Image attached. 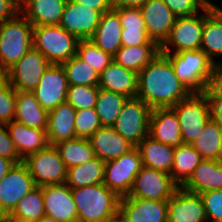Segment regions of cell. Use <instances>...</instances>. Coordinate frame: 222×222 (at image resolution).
I'll list each match as a JSON object with an SVG mask.
<instances>
[{
  "label": "cell",
  "instance_id": "obj_1",
  "mask_svg": "<svg viewBox=\"0 0 222 222\" xmlns=\"http://www.w3.org/2000/svg\"><path fill=\"white\" fill-rule=\"evenodd\" d=\"M191 94L175 75L170 60L162 53L138 73L137 98L152 109L172 108Z\"/></svg>",
  "mask_w": 222,
  "mask_h": 222
},
{
  "label": "cell",
  "instance_id": "obj_2",
  "mask_svg": "<svg viewBox=\"0 0 222 222\" xmlns=\"http://www.w3.org/2000/svg\"><path fill=\"white\" fill-rule=\"evenodd\" d=\"M78 222H112L118 218L120 197L105 184L71 188Z\"/></svg>",
  "mask_w": 222,
  "mask_h": 222
},
{
  "label": "cell",
  "instance_id": "obj_3",
  "mask_svg": "<svg viewBox=\"0 0 222 222\" xmlns=\"http://www.w3.org/2000/svg\"><path fill=\"white\" fill-rule=\"evenodd\" d=\"M33 47V25L21 14L0 22V72L5 73Z\"/></svg>",
  "mask_w": 222,
  "mask_h": 222
},
{
  "label": "cell",
  "instance_id": "obj_4",
  "mask_svg": "<svg viewBox=\"0 0 222 222\" xmlns=\"http://www.w3.org/2000/svg\"><path fill=\"white\" fill-rule=\"evenodd\" d=\"M171 62L175 75L192 93H202L214 63L201 50L162 53Z\"/></svg>",
  "mask_w": 222,
  "mask_h": 222
},
{
  "label": "cell",
  "instance_id": "obj_5",
  "mask_svg": "<svg viewBox=\"0 0 222 222\" xmlns=\"http://www.w3.org/2000/svg\"><path fill=\"white\" fill-rule=\"evenodd\" d=\"M79 39L59 25L33 26V47L51 64H62L77 54Z\"/></svg>",
  "mask_w": 222,
  "mask_h": 222
},
{
  "label": "cell",
  "instance_id": "obj_6",
  "mask_svg": "<svg viewBox=\"0 0 222 222\" xmlns=\"http://www.w3.org/2000/svg\"><path fill=\"white\" fill-rule=\"evenodd\" d=\"M151 112L152 108L142 99L128 98L112 127L137 147L149 135Z\"/></svg>",
  "mask_w": 222,
  "mask_h": 222
},
{
  "label": "cell",
  "instance_id": "obj_7",
  "mask_svg": "<svg viewBox=\"0 0 222 222\" xmlns=\"http://www.w3.org/2000/svg\"><path fill=\"white\" fill-rule=\"evenodd\" d=\"M142 167L140 150L138 147H134L119 158L105 162L103 184L120 198L127 196Z\"/></svg>",
  "mask_w": 222,
  "mask_h": 222
},
{
  "label": "cell",
  "instance_id": "obj_8",
  "mask_svg": "<svg viewBox=\"0 0 222 222\" xmlns=\"http://www.w3.org/2000/svg\"><path fill=\"white\" fill-rule=\"evenodd\" d=\"M203 27L204 8L196 14L177 17L169 37L160 46V53H179L201 49Z\"/></svg>",
  "mask_w": 222,
  "mask_h": 222
},
{
  "label": "cell",
  "instance_id": "obj_9",
  "mask_svg": "<svg viewBox=\"0 0 222 222\" xmlns=\"http://www.w3.org/2000/svg\"><path fill=\"white\" fill-rule=\"evenodd\" d=\"M23 163L27 166L36 186L66 183L67 168L54 145L28 155Z\"/></svg>",
  "mask_w": 222,
  "mask_h": 222
},
{
  "label": "cell",
  "instance_id": "obj_10",
  "mask_svg": "<svg viewBox=\"0 0 222 222\" xmlns=\"http://www.w3.org/2000/svg\"><path fill=\"white\" fill-rule=\"evenodd\" d=\"M172 109L177 114L185 144H190L197 138L210 120L208 103L202 93H192L188 98L174 105Z\"/></svg>",
  "mask_w": 222,
  "mask_h": 222
},
{
  "label": "cell",
  "instance_id": "obj_11",
  "mask_svg": "<svg viewBox=\"0 0 222 222\" xmlns=\"http://www.w3.org/2000/svg\"><path fill=\"white\" fill-rule=\"evenodd\" d=\"M178 188L170 174L143 166L136 175L130 192L124 197L168 201Z\"/></svg>",
  "mask_w": 222,
  "mask_h": 222
},
{
  "label": "cell",
  "instance_id": "obj_12",
  "mask_svg": "<svg viewBox=\"0 0 222 222\" xmlns=\"http://www.w3.org/2000/svg\"><path fill=\"white\" fill-rule=\"evenodd\" d=\"M50 65L48 59L32 47L4 75L15 91L32 92L39 84L43 72Z\"/></svg>",
  "mask_w": 222,
  "mask_h": 222
},
{
  "label": "cell",
  "instance_id": "obj_13",
  "mask_svg": "<svg viewBox=\"0 0 222 222\" xmlns=\"http://www.w3.org/2000/svg\"><path fill=\"white\" fill-rule=\"evenodd\" d=\"M35 187L27 166L23 162L15 164L0 181V217L9 215Z\"/></svg>",
  "mask_w": 222,
  "mask_h": 222
},
{
  "label": "cell",
  "instance_id": "obj_14",
  "mask_svg": "<svg viewBox=\"0 0 222 222\" xmlns=\"http://www.w3.org/2000/svg\"><path fill=\"white\" fill-rule=\"evenodd\" d=\"M68 81L64 68L60 64H51L44 72L37 87L32 91L48 112L66 102Z\"/></svg>",
  "mask_w": 222,
  "mask_h": 222
},
{
  "label": "cell",
  "instance_id": "obj_15",
  "mask_svg": "<svg viewBox=\"0 0 222 222\" xmlns=\"http://www.w3.org/2000/svg\"><path fill=\"white\" fill-rule=\"evenodd\" d=\"M101 16L98 10L67 1L59 26L79 40H87L94 35Z\"/></svg>",
  "mask_w": 222,
  "mask_h": 222
},
{
  "label": "cell",
  "instance_id": "obj_16",
  "mask_svg": "<svg viewBox=\"0 0 222 222\" xmlns=\"http://www.w3.org/2000/svg\"><path fill=\"white\" fill-rule=\"evenodd\" d=\"M167 201L121 197L118 219L120 222H167Z\"/></svg>",
  "mask_w": 222,
  "mask_h": 222
},
{
  "label": "cell",
  "instance_id": "obj_17",
  "mask_svg": "<svg viewBox=\"0 0 222 222\" xmlns=\"http://www.w3.org/2000/svg\"><path fill=\"white\" fill-rule=\"evenodd\" d=\"M140 12L145 21L149 38L161 46L169 37L177 16L163 0H147L140 7Z\"/></svg>",
  "mask_w": 222,
  "mask_h": 222
},
{
  "label": "cell",
  "instance_id": "obj_18",
  "mask_svg": "<svg viewBox=\"0 0 222 222\" xmlns=\"http://www.w3.org/2000/svg\"><path fill=\"white\" fill-rule=\"evenodd\" d=\"M43 200L46 216L59 222H78L76 204L66 183L43 186Z\"/></svg>",
  "mask_w": 222,
  "mask_h": 222
},
{
  "label": "cell",
  "instance_id": "obj_19",
  "mask_svg": "<svg viewBox=\"0 0 222 222\" xmlns=\"http://www.w3.org/2000/svg\"><path fill=\"white\" fill-rule=\"evenodd\" d=\"M167 222H208L199 194L179 187L167 201Z\"/></svg>",
  "mask_w": 222,
  "mask_h": 222
},
{
  "label": "cell",
  "instance_id": "obj_20",
  "mask_svg": "<svg viewBox=\"0 0 222 222\" xmlns=\"http://www.w3.org/2000/svg\"><path fill=\"white\" fill-rule=\"evenodd\" d=\"M149 136L172 148H178L185 144L181 136L177 114L172 108L152 109Z\"/></svg>",
  "mask_w": 222,
  "mask_h": 222
},
{
  "label": "cell",
  "instance_id": "obj_21",
  "mask_svg": "<svg viewBox=\"0 0 222 222\" xmlns=\"http://www.w3.org/2000/svg\"><path fill=\"white\" fill-rule=\"evenodd\" d=\"M96 157L106 162L119 158L135 146L112 126H102L88 138Z\"/></svg>",
  "mask_w": 222,
  "mask_h": 222
},
{
  "label": "cell",
  "instance_id": "obj_22",
  "mask_svg": "<svg viewBox=\"0 0 222 222\" xmlns=\"http://www.w3.org/2000/svg\"><path fill=\"white\" fill-rule=\"evenodd\" d=\"M20 13L33 25H59L67 0H19Z\"/></svg>",
  "mask_w": 222,
  "mask_h": 222
},
{
  "label": "cell",
  "instance_id": "obj_23",
  "mask_svg": "<svg viewBox=\"0 0 222 222\" xmlns=\"http://www.w3.org/2000/svg\"><path fill=\"white\" fill-rule=\"evenodd\" d=\"M138 74L124 68L114 60L99 75L98 87L125 95L127 98L137 97Z\"/></svg>",
  "mask_w": 222,
  "mask_h": 222
},
{
  "label": "cell",
  "instance_id": "obj_24",
  "mask_svg": "<svg viewBox=\"0 0 222 222\" xmlns=\"http://www.w3.org/2000/svg\"><path fill=\"white\" fill-rule=\"evenodd\" d=\"M5 125L22 160L49 145L46 130L30 128L16 120Z\"/></svg>",
  "mask_w": 222,
  "mask_h": 222
},
{
  "label": "cell",
  "instance_id": "obj_25",
  "mask_svg": "<svg viewBox=\"0 0 222 222\" xmlns=\"http://www.w3.org/2000/svg\"><path fill=\"white\" fill-rule=\"evenodd\" d=\"M75 114L76 110L67 102L48 112L46 133L49 145L77 138L74 126Z\"/></svg>",
  "mask_w": 222,
  "mask_h": 222
},
{
  "label": "cell",
  "instance_id": "obj_26",
  "mask_svg": "<svg viewBox=\"0 0 222 222\" xmlns=\"http://www.w3.org/2000/svg\"><path fill=\"white\" fill-rule=\"evenodd\" d=\"M182 188L196 194L222 189V164L203 159Z\"/></svg>",
  "mask_w": 222,
  "mask_h": 222
},
{
  "label": "cell",
  "instance_id": "obj_27",
  "mask_svg": "<svg viewBox=\"0 0 222 222\" xmlns=\"http://www.w3.org/2000/svg\"><path fill=\"white\" fill-rule=\"evenodd\" d=\"M122 29L118 13L111 9L102 14L95 33L90 40L97 47L114 56L122 46Z\"/></svg>",
  "mask_w": 222,
  "mask_h": 222
},
{
  "label": "cell",
  "instance_id": "obj_28",
  "mask_svg": "<svg viewBox=\"0 0 222 222\" xmlns=\"http://www.w3.org/2000/svg\"><path fill=\"white\" fill-rule=\"evenodd\" d=\"M201 50L214 64V57L222 55V8L204 7V27L202 31Z\"/></svg>",
  "mask_w": 222,
  "mask_h": 222
},
{
  "label": "cell",
  "instance_id": "obj_29",
  "mask_svg": "<svg viewBox=\"0 0 222 222\" xmlns=\"http://www.w3.org/2000/svg\"><path fill=\"white\" fill-rule=\"evenodd\" d=\"M15 107L14 120L30 128L47 129L48 111L42 108L33 92L16 91Z\"/></svg>",
  "mask_w": 222,
  "mask_h": 222
},
{
  "label": "cell",
  "instance_id": "obj_30",
  "mask_svg": "<svg viewBox=\"0 0 222 222\" xmlns=\"http://www.w3.org/2000/svg\"><path fill=\"white\" fill-rule=\"evenodd\" d=\"M143 166L171 174L174 161V148L146 136L137 146Z\"/></svg>",
  "mask_w": 222,
  "mask_h": 222
},
{
  "label": "cell",
  "instance_id": "obj_31",
  "mask_svg": "<svg viewBox=\"0 0 222 222\" xmlns=\"http://www.w3.org/2000/svg\"><path fill=\"white\" fill-rule=\"evenodd\" d=\"M159 54V45L121 46L113 60L138 74Z\"/></svg>",
  "mask_w": 222,
  "mask_h": 222
},
{
  "label": "cell",
  "instance_id": "obj_32",
  "mask_svg": "<svg viewBox=\"0 0 222 222\" xmlns=\"http://www.w3.org/2000/svg\"><path fill=\"white\" fill-rule=\"evenodd\" d=\"M202 160L200 153L191 144L174 148V161L170 174L173 181L182 187Z\"/></svg>",
  "mask_w": 222,
  "mask_h": 222
},
{
  "label": "cell",
  "instance_id": "obj_33",
  "mask_svg": "<svg viewBox=\"0 0 222 222\" xmlns=\"http://www.w3.org/2000/svg\"><path fill=\"white\" fill-rule=\"evenodd\" d=\"M105 162L95 157L88 162L67 169L66 184L78 188L104 182Z\"/></svg>",
  "mask_w": 222,
  "mask_h": 222
},
{
  "label": "cell",
  "instance_id": "obj_34",
  "mask_svg": "<svg viewBox=\"0 0 222 222\" xmlns=\"http://www.w3.org/2000/svg\"><path fill=\"white\" fill-rule=\"evenodd\" d=\"M190 144L203 159L219 161L222 154V128L210 118L201 134Z\"/></svg>",
  "mask_w": 222,
  "mask_h": 222
},
{
  "label": "cell",
  "instance_id": "obj_35",
  "mask_svg": "<svg viewBox=\"0 0 222 222\" xmlns=\"http://www.w3.org/2000/svg\"><path fill=\"white\" fill-rule=\"evenodd\" d=\"M66 168L81 165L96 157L88 138H75L54 144Z\"/></svg>",
  "mask_w": 222,
  "mask_h": 222
},
{
  "label": "cell",
  "instance_id": "obj_36",
  "mask_svg": "<svg viewBox=\"0 0 222 222\" xmlns=\"http://www.w3.org/2000/svg\"><path fill=\"white\" fill-rule=\"evenodd\" d=\"M44 215L43 187L36 186L19 200L7 216L26 222H36Z\"/></svg>",
  "mask_w": 222,
  "mask_h": 222
},
{
  "label": "cell",
  "instance_id": "obj_37",
  "mask_svg": "<svg viewBox=\"0 0 222 222\" xmlns=\"http://www.w3.org/2000/svg\"><path fill=\"white\" fill-rule=\"evenodd\" d=\"M127 97L120 93L99 89L95 109L102 126H113Z\"/></svg>",
  "mask_w": 222,
  "mask_h": 222
},
{
  "label": "cell",
  "instance_id": "obj_38",
  "mask_svg": "<svg viewBox=\"0 0 222 222\" xmlns=\"http://www.w3.org/2000/svg\"><path fill=\"white\" fill-rule=\"evenodd\" d=\"M61 65L66 72L69 86H98L99 74L77 55Z\"/></svg>",
  "mask_w": 222,
  "mask_h": 222
},
{
  "label": "cell",
  "instance_id": "obj_39",
  "mask_svg": "<svg viewBox=\"0 0 222 222\" xmlns=\"http://www.w3.org/2000/svg\"><path fill=\"white\" fill-rule=\"evenodd\" d=\"M76 55L99 75L113 61V56L97 47L90 39L79 41Z\"/></svg>",
  "mask_w": 222,
  "mask_h": 222
},
{
  "label": "cell",
  "instance_id": "obj_40",
  "mask_svg": "<svg viewBox=\"0 0 222 222\" xmlns=\"http://www.w3.org/2000/svg\"><path fill=\"white\" fill-rule=\"evenodd\" d=\"M99 89L98 86H68L66 102L75 110L94 108Z\"/></svg>",
  "mask_w": 222,
  "mask_h": 222
},
{
  "label": "cell",
  "instance_id": "obj_41",
  "mask_svg": "<svg viewBox=\"0 0 222 222\" xmlns=\"http://www.w3.org/2000/svg\"><path fill=\"white\" fill-rule=\"evenodd\" d=\"M16 91L3 74L0 77V124L11 122L15 118Z\"/></svg>",
  "mask_w": 222,
  "mask_h": 222
},
{
  "label": "cell",
  "instance_id": "obj_42",
  "mask_svg": "<svg viewBox=\"0 0 222 222\" xmlns=\"http://www.w3.org/2000/svg\"><path fill=\"white\" fill-rule=\"evenodd\" d=\"M74 126L78 138H89L102 127L95 107L76 110Z\"/></svg>",
  "mask_w": 222,
  "mask_h": 222
},
{
  "label": "cell",
  "instance_id": "obj_43",
  "mask_svg": "<svg viewBox=\"0 0 222 222\" xmlns=\"http://www.w3.org/2000/svg\"><path fill=\"white\" fill-rule=\"evenodd\" d=\"M199 195L202 198L208 222H222V189Z\"/></svg>",
  "mask_w": 222,
  "mask_h": 222
},
{
  "label": "cell",
  "instance_id": "obj_44",
  "mask_svg": "<svg viewBox=\"0 0 222 222\" xmlns=\"http://www.w3.org/2000/svg\"><path fill=\"white\" fill-rule=\"evenodd\" d=\"M121 22L123 29L146 30L145 21L141 15L140 9L121 8L115 10Z\"/></svg>",
  "mask_w": 222,
  "mask_h": 222
},
{
  "label": "cell",
  "instance_id": "obj_45",
  "mask_svg": "<svg viewBox=\"0 0 222 222\" xmlns=\"http://www.w3.org/2000/svg\"><path fill=\"white\" fill-rule=\"evenodd\" d=\"M0 156L12 160L15 164L23 162L5 124H0Z\"/></svg>",
  "mask_w": 222,
  "mask_h": 222
},
{
  "label": "cell",
  "instance_id": "obj_46",
  "mask_svg": "<svg viewBox=\"0 0 222 222\" xmlns=\"http://www.w3.org/2000/svg\"><path fill=\"white\" fill-rule=\"evenodd\" d=\"M163 2L177 17L193 15L204 8L198 0H163Z\"/></svg>",
  "mask_w": 222,
  "mask_h": 222
},
{
  "label": "cell",
  "instance_id": "obj_47",
  "mask_svg": "<svg viewBox=\"0 0 222 222\" xmlns=\"http://www.w3.org/2000/svg\"><path fill=\"white\" fill-rule=\"evenodd\" d=\"M122 46L130 47L137 45H158L155 41H152L147 30L139 29H122L121 34Z\"/></svg>",
  "mask_w": 222,
  "mask_h": 222
},
{
  "label": "cell",
  "instance_id": "obj_48",
  "mask_svg": "<svg viewBox=\"0 0 222 222\" xmlns=\"http://www.w3.org/2000/svg\"><path fill=\"white\" fill-rule=\"evenodd\" d=\"M205 91L215 99H222V64H215Z\"/></svg>",
  "mask_w": 222,
  "mask_h": 222
},
{
  "label": "cell",
  "instance_id": "obj_49",
  "mask_svg": "<svg viewBox=\"0 0 222 222\" xmlns=\"http://www.w3.org/2000/svg\"><path fill=\"white\" fill-rule=\"evenodd\" d=\"M20 13L19 0H0V22L10 20Z\"/></svg>",
  "mask_w": 222,
  "mask_h": 222
},
{
  "label": "cell",
  "instance_id": "obj_50",
  "mask_svg": "<svg viewBox=\"0 0 222 222\" xmlns=\"http://www.w3.org/2000/svg\"><path fill=\"white\" fill-rule=\"evenodd\" d=\"M202 94L207 100L210 118H212L222 128V99H215L206 91H203Z\"/></svg>",
  "mask_w": 222,
  "mask_h": 222
},
{
  "label": "cell",
  "instance_id": "obj_51",
  "mask_svg": "<svg viewBox=\"0 0 222 222\" xmlns=\"http://www.w3.org/2000/svg\"><path fill=\"white\" fill-rule=\"evenodd\" d=\"M67 1L90 7L91 9L100 11L102 14L112 9L111 0H67Z\"/></svg>",
  "mask_w": 222,
  "mask_h": 222
},
{
  "label": "cell",
  "instance_id": "obj_52",
  "mask_svg": "<svg viewBox=\"0 0 222 222\" xmlns=\"http://www.w3.org/2000/svg\"><path fill=\"white\" fill-rule=\"evenodd\" d=\"M146 1L147 0H111V7H112V10L121 9V8L140 9V7Z\"/></svg>",
  "mask_w": 222,
  "mask_h": 222
},
{
  "label": "cell",
  "instance_id": "obj_53",
  "mask_svg": "<svg viewBox=\"0 0 222 222\" xmlns=\"http://www.w3.org/2000/svg\"><path fill=\"white\" fill-rule=\"evenodd\" d=\"M14 165L12 160L0 156V181Z\"/></svg>",
  "mask_w": 222,
  "mask_h": 222
},
{
  "label": "cell",
  "instance_id": "obj_54",
  "mask_svg": "<svg viewBox=\"0 0 222 222\" xmlns=\"http://www.w3.org/2000/svg\"><path fill=\"white\" fill-rule=\"evenodd\" d=\"M198 1L205 8L214 9L217 6L214 3H212L210 0H198Z\"/></svg>",
  "mask_w": 222,
  "mask_h": 222
},
{
  "label": "cell",
  "instance_id": "obj_55",
  "mask_svg": "<svg viewBox=\"0 0 222 222\" xmlns=\"http://www.w3.org/2000/svg\"><path fill=\"white\" fill-rule=\"evenodd\" d=\"M0 222H26V221L18 220L9 216H2L0 217Z\"/></svg>",
  "mask_w": 222,
  "mask_h": 222
},
{
  "label": "cell",
  "instance_id": "obj_56",
  "mask_svg": "<svg viewBox=\"0 0 222 222\" xmlns=\"http://www.w3.org/2000/svg\"><path fill=\"white\" fill-rule=\"evenodd\" d=\"M36 222H59L57 221L56 219L52 218V217H49V216H46L44 215L42 218H40L38 221Z\"/></svg>",
  "mask_w": 222,
  "mask_h": 222
},
{
  "label": "cell",
  "instance_id": "obj_57",
  "mask_svg": "<svg viewBox=\"0 0 222 222\" xmlns=\"http://www.w3.org/2000/svg\"><path fill=\"white\" fill-rule=\"evenodd\" d=\"M112 222H120V221H119V219L117 218V219H115V220H114V221H112Z\"/></svg>",
  "mask_w": 222,
  "mask_h": 222
},
{
  "label": "cell",
  "instance_id": "obj_58",
  "mask_svg": "<svg viewBox=\"0 0 222 222\" xmlns=\"http://www.w3.org/2000/svg\"><path fill=\"white\" fill-rule=\"evenodd\" d=\"M219 161H220V163L222 164V154H221V157H220V160H219Z\"/></svg>",
  "mask_w": 222,
  "mask_h": 222
}]
</instances>
